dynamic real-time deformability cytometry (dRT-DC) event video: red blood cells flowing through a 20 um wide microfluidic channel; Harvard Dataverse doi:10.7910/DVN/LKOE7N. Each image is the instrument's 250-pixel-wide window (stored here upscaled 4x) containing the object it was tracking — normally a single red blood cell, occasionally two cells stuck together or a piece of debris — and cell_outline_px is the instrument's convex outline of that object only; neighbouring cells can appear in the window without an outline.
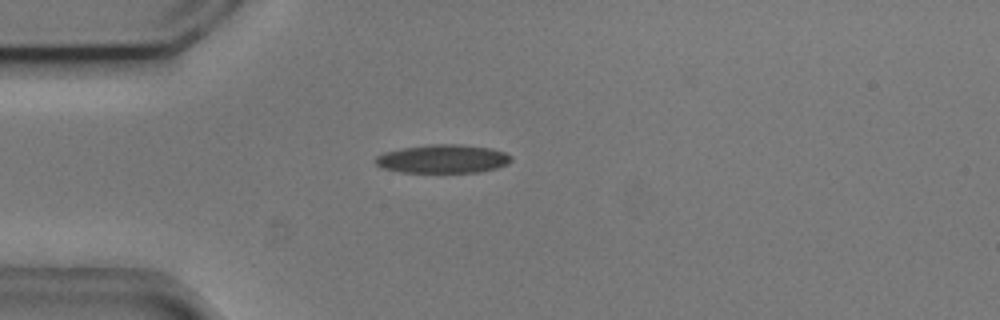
{"species": "common noctule bat (a hibernating species)", "species_latin": "Nyctalus noctula", "temperature_condition": "cold", "stored_images_in_passage": 49, "camera_frame_rate_fps": 3000, "um_per_image_px": 0.085, "animal": {"sex": "male", "body_mass_g": 20.5, "forearm_length_mm": 52.5}, "frame": {"image": 1, "passage_image": 9, "time_ms": 2.667, "image_size_px": [1000, 320], "cell_outline_px": [[512, 160], [508, 164], [496, 168], [480, 172], [400, 172], [380, 168], [372, 160], [376, 156], [384, 152], [404, 148], [428, 144], [460, 144], [492, 148], [504, 152], [512, 156]], "centroid_in_image_um": [37.63, 13.5], "position_along_channel_um": 47.4, "area_um2": 22.77}}
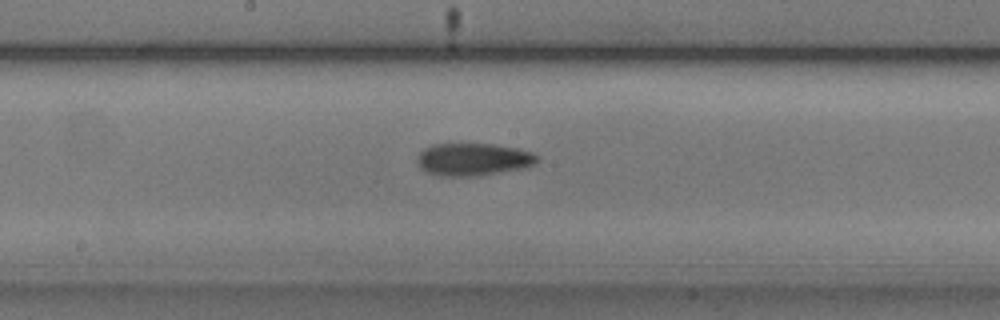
{"frame": {"image": 2, "passage_image": 23, "time_ms": 7.333, "image_size_px": [1000, 320], "cell_outline_px": [[540, 160], [532, 164], [520, 168], [476, 176], [440, 176], [424, 172], [420, 168], [416, 160], [420, 152], [424, 148], [432, 144], [492, 144], [520, 148], [532, 152], [540, 156]], "centroid_in_image_um": [40.19, 13.54], "position_along_channel_um": 208.0, "area_um2": 22.83}}
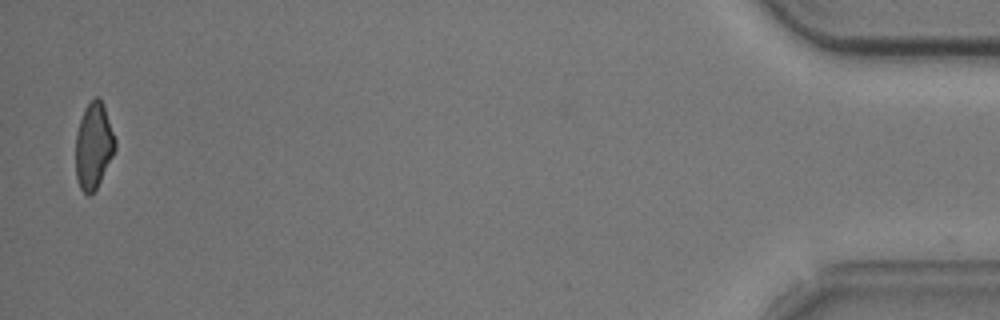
{"frame": {"image": 3, "passage_image": 48, "time_ms": 15.667, "image_size_px": [1000, 320], "cell_outline_px": [[116, 148], [96, 188], [88, 196], [80, 188], [76, 180], [76, 132], [84, 108], [96, 96], [104, 104], [116, 140]], "centroid_in_image_um": [7.95, 12.37], "position_along_channel_um": 427.3, "area_um2": 19.65}, "authors_computed_cell_mechanics": {"area_um2": 21.7906, "velocity_mm_per_s": 3.7208, "shape_relaxation_time_tau1_ms": 5.0618, "shape_relaxation_time_tau2_ms": null, "deformation_change_tau1": 0.1473, "deformation_change_tau2": null}}